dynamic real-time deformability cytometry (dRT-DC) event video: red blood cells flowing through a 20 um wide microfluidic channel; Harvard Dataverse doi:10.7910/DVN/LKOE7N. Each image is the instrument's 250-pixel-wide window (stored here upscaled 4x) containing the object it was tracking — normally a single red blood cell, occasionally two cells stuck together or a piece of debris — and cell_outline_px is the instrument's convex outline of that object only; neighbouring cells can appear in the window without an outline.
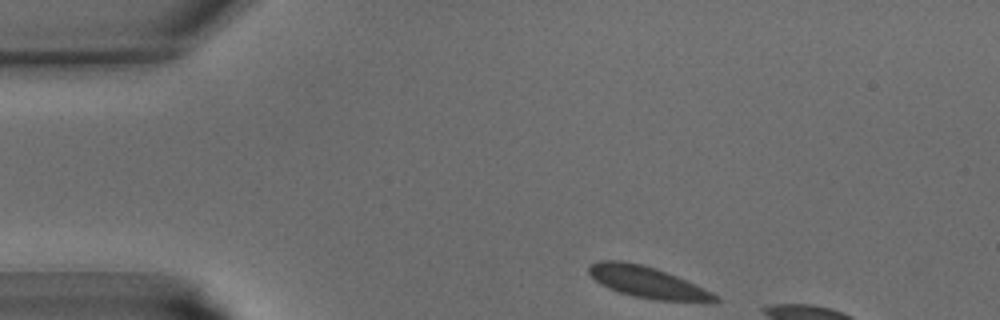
{"species": "common noctule bat (a hibernating species)", "species_latin": "Nyctalus noctula", "temperature_condition": "warm", "stored_images_in_passage": 5, "camera_frame_rate_fps": 3000, "um_per_image_px": 0.085, "animal": {"sex": "male", "body_mass_g": 15.6}, "frame": {"image": 1, "passage_image": 1, "time_ms": 0.0, "image_size_px": [1000, 320], "cell_outline_px": [[720, 300], [656, 300], [632, 296], [608, 288], [600, 284], [588, 272], [588, 268], [592, 264], [600, 260], [620, 260], [640, 264], [676, 276], [704, 288], [720, 296]], "centroid_in_image_um": [54.96, 23.97], "position_along_channel_um": 30.0, "area_um2": 22.37}}